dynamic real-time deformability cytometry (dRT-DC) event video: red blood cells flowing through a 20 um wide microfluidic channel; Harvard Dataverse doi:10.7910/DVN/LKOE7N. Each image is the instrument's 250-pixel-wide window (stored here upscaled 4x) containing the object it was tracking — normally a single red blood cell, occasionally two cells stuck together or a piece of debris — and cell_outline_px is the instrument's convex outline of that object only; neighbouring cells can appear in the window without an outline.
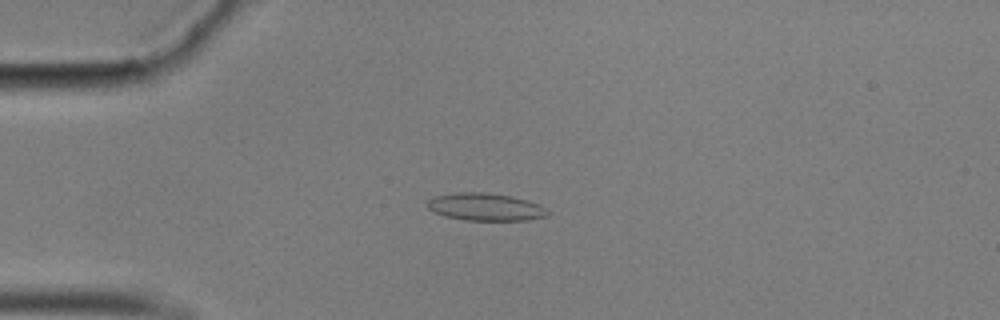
{"species": "common noctule bat (a hibernating species)", "species_latin": "Nyctalus noctula", "temperature_condition": "cold", "stored_images_in_passage": 49, "camera_frame_rate_fps": 3000, "um_per_image_px": 0.085, "animal": {"sex": "male", "body_mass_g": 17.9}, "frame": {"image": 1, "passage_image": 6, "time_ms": 1.667, "image_size_px": [1000, 320], "cell_outline_px": [[548, 212], [544, 216], [528, 220], [464, 220], [444, 216], [428, 208], [428, 200], [436, 196], [460, 192], [484, 192], [512, 196], [528, 200], [540, 204]], "centroid_in_image_um": [41.27, 17.58], "position_along_channel_um": 43.7, "area_um2": 19.07}}
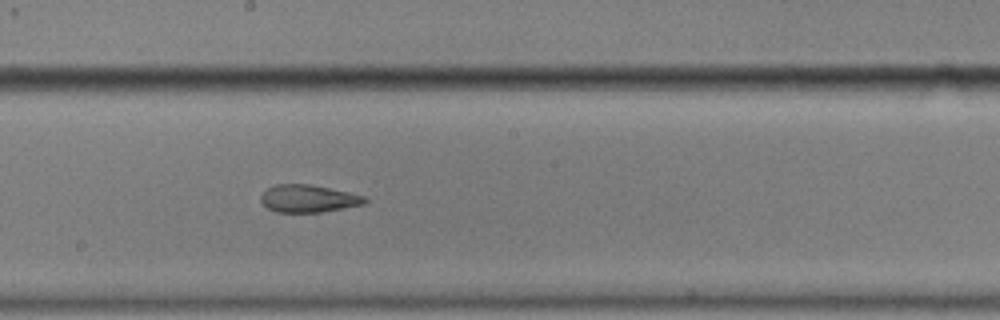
{"frame": {"image": 2, "passage_image": 23, "time_ms": 7.333, "image_size_px": [1000, 320], "cell_outline_px": [[368, 200], [364, 204], [344, 208], [320, 212], [276, 212], [268, 208], [260, 200], [260, 196], [268, 188], [276, 184], [308, 184], [368, 196]], "centroid_in_image_um": [26.23, 16.88], "position_along_channel_um": 222.0, "area_um2": 16.59}}
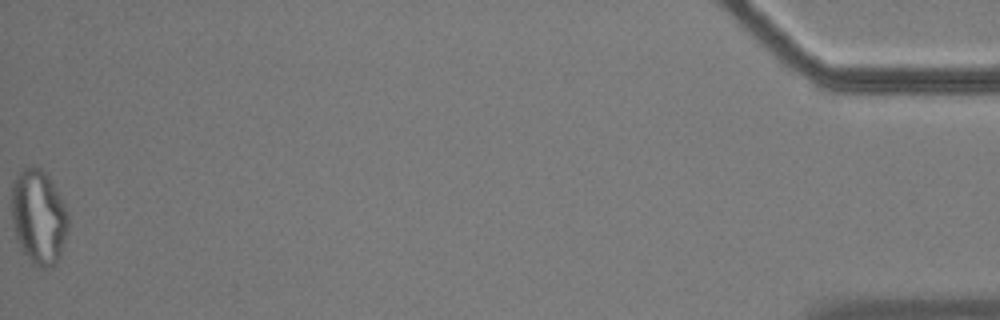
{"frame": {"image": 3, "passage_image": 49, "time_ms": 16.0, "image_size_px": [1000, 320], "cell_outline_px": [[68, 228], [60, 260], [52, 268], [40, 268], [32, 264], [16, 240], [12, 220], [12, 184], [16, 176], [24, 168], [32, 164], [40, 168], [48, 176], [56, 188], [60, 196], [68, 216]], "centroid_in_image_um": [3.29, 18.47], "position_along_channel_um": 431.9, "area_um2": 31.5}, "authors_computed_cell_mechanics": {"area_um2": 18.7272, "velocity_mm_per_s": 3.5154, "shape_relaxation_time_tau1_ms": null, "shape_relaxation_time_tau2_ms": 1.7324, "deformation_change_tau1": null, "deformation_change_tau2": 0.0884}}